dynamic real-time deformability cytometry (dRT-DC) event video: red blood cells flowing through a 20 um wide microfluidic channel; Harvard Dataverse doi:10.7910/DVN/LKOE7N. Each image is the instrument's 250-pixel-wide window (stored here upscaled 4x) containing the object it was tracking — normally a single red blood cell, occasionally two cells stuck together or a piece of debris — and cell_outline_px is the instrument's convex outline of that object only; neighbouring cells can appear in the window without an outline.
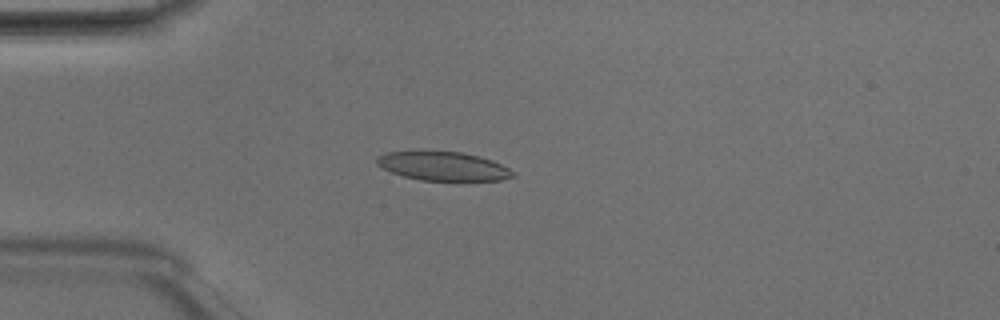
{"species": "Egyptian fruit bat (a non-hibernating species)", "species_latin": "Rousettus aegyptiacus", "temperature_condition": "room temperature", "stored_images_in_passage": 4, "camera_frame_rate_fps": 3000, "um_per_image_px": 0.085, "animal": {"sex": "male"}, "frame": {"image": 1, "passage_image": 4, "time_ms": 1.0, "image_size_px": [1000, 320], "cell_outline_px": [[516, 176], [500, 180], [420, 180], [404, 176], [392, 172], [376, 164], [376, 160], [380, 156], [388, 152], [460, 152], [492, 160], [508, 168]], "centroid_in_image_um": [37.68, 14.14], "position_along_channel_um": 47.3, "area_um2": 22.2}}